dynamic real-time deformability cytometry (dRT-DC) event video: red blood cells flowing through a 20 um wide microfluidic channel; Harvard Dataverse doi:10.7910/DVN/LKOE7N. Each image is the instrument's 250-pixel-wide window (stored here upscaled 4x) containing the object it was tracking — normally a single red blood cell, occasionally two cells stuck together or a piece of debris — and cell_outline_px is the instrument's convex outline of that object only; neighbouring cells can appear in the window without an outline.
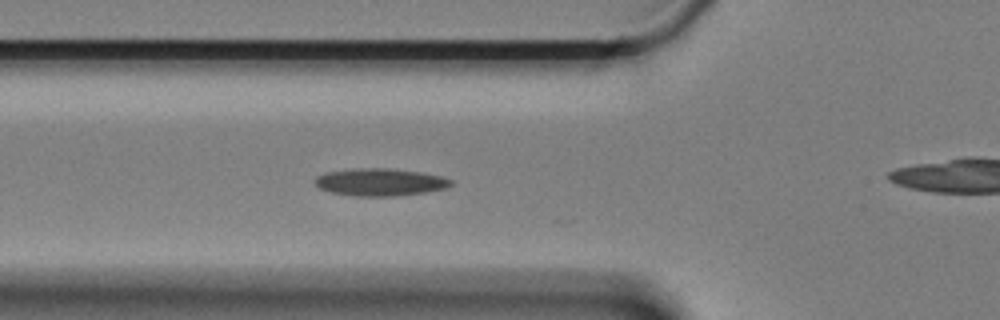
{"species": "Egyptian fruit bat (a non-hibernating species)", "species_latin": "Rousettus aegyptiacus", "temperature_condition": "cold", "stored_images_in_passage": 54, "camera_frame_rate_fps": 3000, "um_per_image_px": 0.085, "animal": {"sex": "female"}, "frame": {"image": 1, "passage_image": 14, "time_ms": 4.333, "image_size_px": [1000, 320], "cell_outline_px": [[452, 184], [448, 188], [424, 192], [396, 196], [356, 196], [332, 192], [320, 188], [312, 180], [316, 176], [324, 172], [352, 168], [388, 168], [420, 172], [440, 176], [452, 180]], "centroid_in_image_um": [32.27, 15.47], "position_along_channel_um": 93.5, "area_um2": 21.79}}
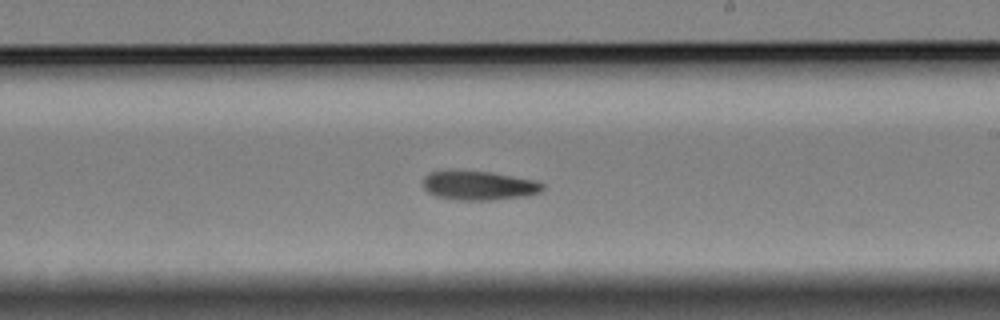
{"frame": {"image": 2, "passage_image": 28, "time_ms": 9.0, "image_size_px": [1000, 320], "cell_outline_px": [[544, 192], [528, 196], [492, 200], [456, 200], [436, 196], [428, 192], [424, 188], [424, 176], [428, 172], [448, 168], [460, 168], [492, 172], [536, 180], [544, 184]], "centroid_in_image_um": [40.69, 15.73], "position_along_channel_um": 248.3, "area_um2": 21.33}}
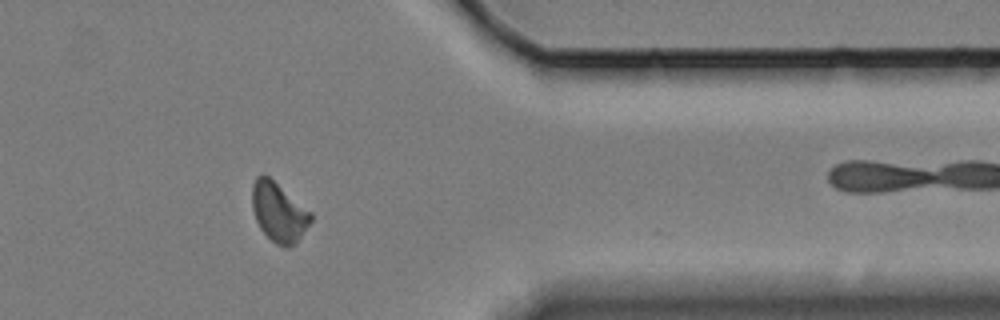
{"frame": {"image": 3, "passage_image": 42, "time_ms": 13.667, "image_size_px": [1000, 320], "cell_outline_px": [[312, 220], [296, 244], [288, 248], [284, 248], [276, 244], [260, 228], [256, 220], [252, 208], [252, 184], [256, 176], [260, 172], [264, 172], [312, 212]], "centroid_in_image_um": [23.69, 18.01], "position_along_channel_um": 387.7, "area_um2": 20.58}}